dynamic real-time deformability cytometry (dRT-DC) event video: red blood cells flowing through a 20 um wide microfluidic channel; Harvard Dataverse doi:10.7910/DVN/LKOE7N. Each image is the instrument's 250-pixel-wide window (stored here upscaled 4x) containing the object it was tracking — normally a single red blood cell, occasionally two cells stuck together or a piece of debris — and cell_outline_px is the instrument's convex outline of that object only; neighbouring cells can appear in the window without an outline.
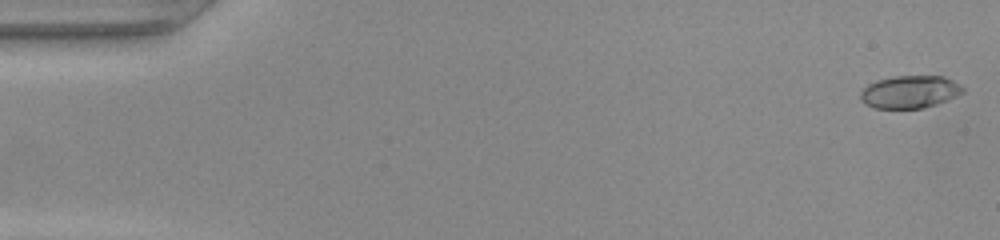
{"species": "common noctule bat (a hibernating species)", "species_latin": "Nyctalus noctula", "temperature_condition": "warm", "stored_images_in_passage": 49, "camera_frame_rate_fps": 3000, "um_per_image_px": 0.085, "animal": {"sex": "female", "body_mass_g": 22.0, "forearm_length_mm": 56.7}, "frame": {"image": 1, "passage_image": 1, "time_ms": 0.0, "image_size_px": [1000, 240], "cell_outline_px": [[964, 92], [956, 96], [936, 104], [920, 108], [872, 108], [864, 104], [860, 100], [860, 92], [868, 84], [876, 80], [892, 76], [944, 76], [952, 80], [964, 88]], "centroid_in_image_um": [77.29, 7.8], "position_along_channel_um": 7.7, "area_um2": 19.48}}
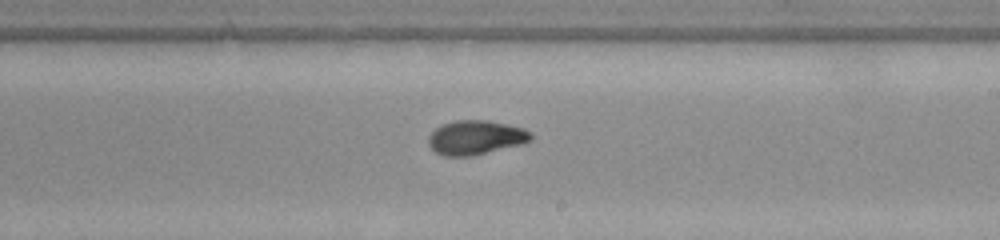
{"frame": {"image": 2, "passage_image": 29, "time_ms": 9.333, "image_size_px": [1000, 240], "cell_outline_px": [[532, 140], [524, 144], [472, 156], [444, 156], [436, 152], [428, 144], [428, 136], [436, 128], [444, 124], [456, 120], [488, 120], [524, 128], [532, 136]], "centroid_in_image_um": [40.44, 11.7], "position_along_channel_um": 248.6, "area_um2": 20.46}}
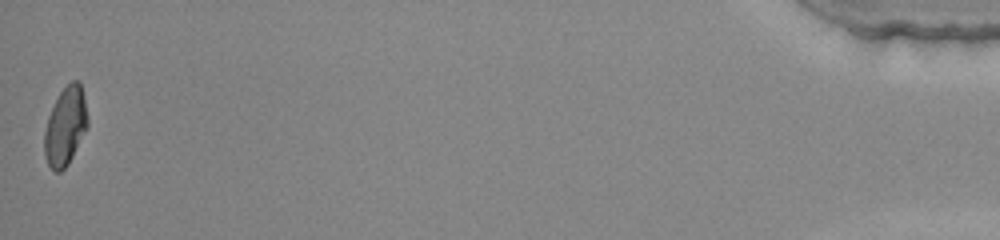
{"frame": {"image": 3, "passage_image": 49, "time_ms": 16.0, "image_size_px": [1000, 240], "cell_outline_px": [[88, 128], [68, 164], [60, 172], [52, 172], [48, 164], [44, 152], [44, 132], [48, 116], [60, 92], [72, 80], [80, 80], [84, 96], [88, 116]], "centroid_in_image_um": [5.57, 10.74], "position_along_channel_um": 429.6, "area_um2": 19.88}}